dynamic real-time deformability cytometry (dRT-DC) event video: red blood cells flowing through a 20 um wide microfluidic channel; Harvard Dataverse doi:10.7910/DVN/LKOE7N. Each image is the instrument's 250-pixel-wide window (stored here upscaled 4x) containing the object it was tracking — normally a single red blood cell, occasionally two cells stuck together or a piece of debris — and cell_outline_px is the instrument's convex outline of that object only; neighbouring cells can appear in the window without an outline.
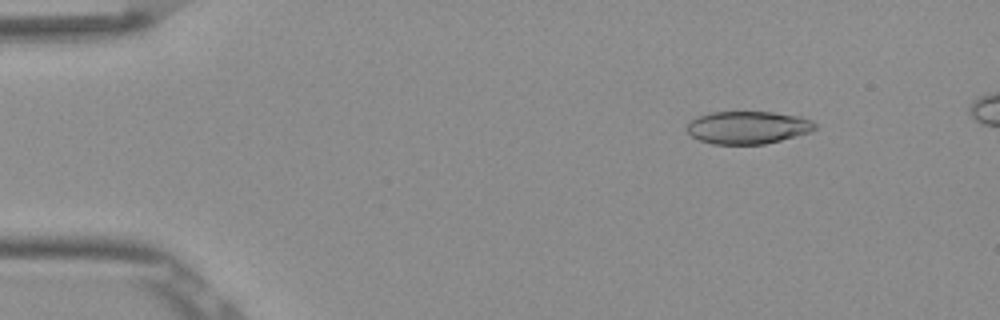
{"species": "Egyptian fruit bat (a non-hibernating species)", "species_latin": "Rousettus aegyptiacus", "temperature_condition": "room temperature", "stored_images_in_passage": 50, "camera_frame_rate_fps": 3000, "um_per_image_px": 0.085, "frame": {"image": 1, "passage_image": 6, "time_ms": 1.667, "image_size_px": [1000, 320], "cell_outline_px": [[816, 128], [808, 132], [780, 140], [764, 144], [712, 144], [700, 140], [692, 136], [688, 132], [688, 124], [692, 120], [708, 112], [772, 112], [800, 116], [812, 120], [816, 124]], "centroid_in_image_um": [63.57, 10.83], "position_along_channel_um": 21.4, "area_um2": 24.16}}
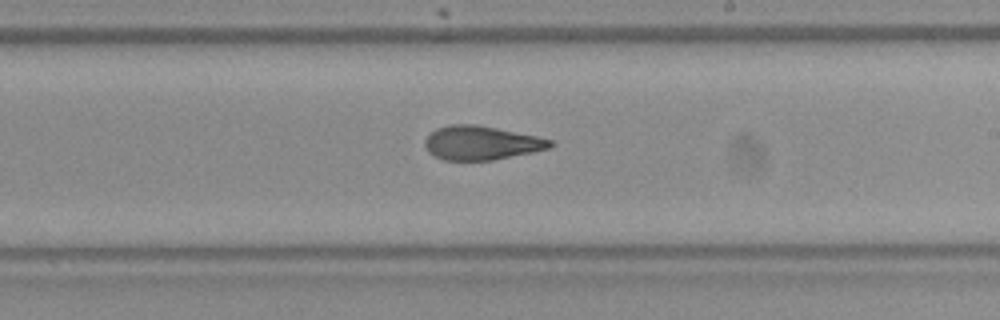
{"frame": {"image": 2, "passage_image": 30, "time_ms": 9.667, "image_size_px": [1000, 320], "cell_outline_px": [[556, 144], [552, 148], [492, 160], [444, 160], [428, 152], [424, 144], [424, 140], [436, 128], [448, 124], [476, 124], [536, 136], [552, 140]], "centroid_in_image_um": [40.91, 12.14], "position_along_channel_um": 248.1, "area_um2": 24.74}}
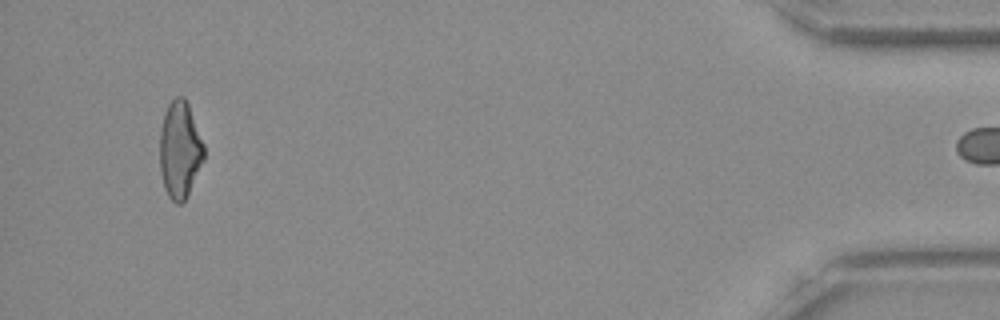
{"frame": {"image": 3, "passage_image": 49, "time_ms": 16.0, "image_size_px": [1000, 320], "cell_outline_px": [[204, 160], [184, 200], [180, 204], [176, 204], [168, 196], [164, 188], [160, 172], [160, 132], [164, 112], [168, 104], [176, 96], [184, 96], [188, 104], [204, 144]], "centroid_in_image_um": [15.27, 12.72], "position_along_channel_um": 419.9, "area_um2": 24.85}}